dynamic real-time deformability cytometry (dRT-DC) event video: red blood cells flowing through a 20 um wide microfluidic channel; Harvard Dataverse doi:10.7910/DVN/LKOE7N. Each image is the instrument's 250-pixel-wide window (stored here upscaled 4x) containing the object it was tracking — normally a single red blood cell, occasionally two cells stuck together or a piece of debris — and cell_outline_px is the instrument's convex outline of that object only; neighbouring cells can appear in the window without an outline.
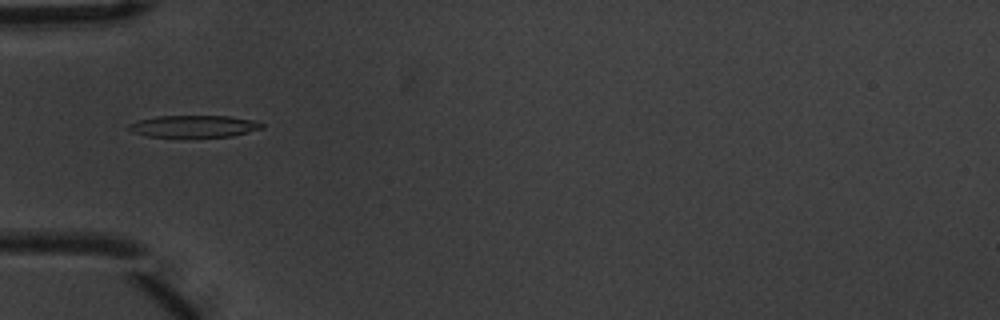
{"species": "common noctule bat (a hibernating species)", "species_latin": "Nyctalus noctula", "temperature_condition": "warm", "stored_images_in_passage": 6, "camera_frame_rate_fps": 3000, "um_per_image_px": 0.085, "animal": {"sex": "male", "body_mass_g": 20.1, "forearm_length_mm": 53.5}, "frame": {"image": 1, "passage_image": 3, "time_ms": 0.667, "image_size_px": [1000, 320], "cell_outline_px": [[264, 128], [232, 136], [148, 136], [132, 132], [128, 128], [128, 124], [140, 120], [156, 116], [228, 116], [252, 120], [264, 124]], "centroid_in_image_um": [16.49, 10.72], "position_along_channel_um": 68.5, "area_um2": 16.7}}
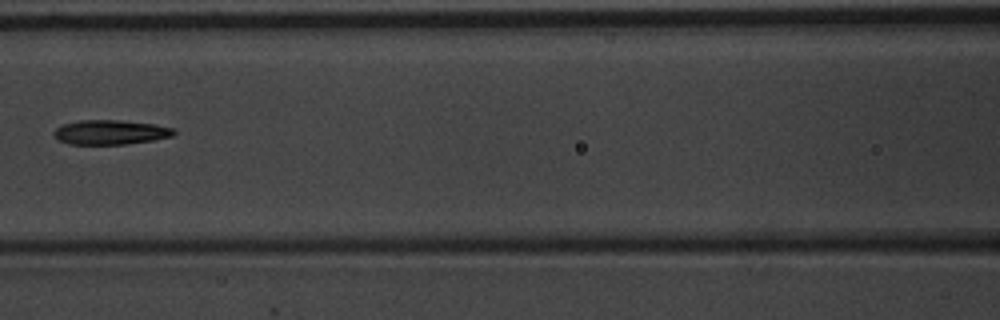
{"frame": {"image": 2, "passage_image": 5, "time_ms": 1.333, "image_size_px": [1000, 320], "cell_outline_px": [[176, 132], [172, 136], [152, 140], [128, 144], [68, 144], [56, 140], [52, 132], [56, 128], [64, 124], [80, 120], [120, 120], [152, 124], [176, 128]], "centroid_in_image_um": [9.36, 11.24], "position_along_channel_um": 157.2, "area_um2": 17.22}}
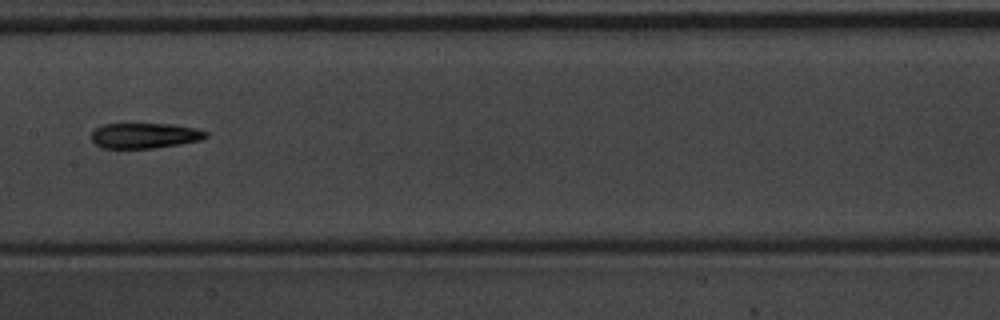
{"frame": {"image": 3, "passage_image": 6, "time_ms": 1.667, "image_size_px": [1000, 320], "cell_outline_px": [[208, 136], [200, 140], [180, 144], [152, 148], [104, 148], [96, 144], [92, 140], [92, 132], [96, 128], [104, 124], [172, 124], [196, 128], [208, 132]], "centroid_in_image_um": [12.32, 11.52], "position_along_channel_um": 195.1, "area_um2": 16.82}}